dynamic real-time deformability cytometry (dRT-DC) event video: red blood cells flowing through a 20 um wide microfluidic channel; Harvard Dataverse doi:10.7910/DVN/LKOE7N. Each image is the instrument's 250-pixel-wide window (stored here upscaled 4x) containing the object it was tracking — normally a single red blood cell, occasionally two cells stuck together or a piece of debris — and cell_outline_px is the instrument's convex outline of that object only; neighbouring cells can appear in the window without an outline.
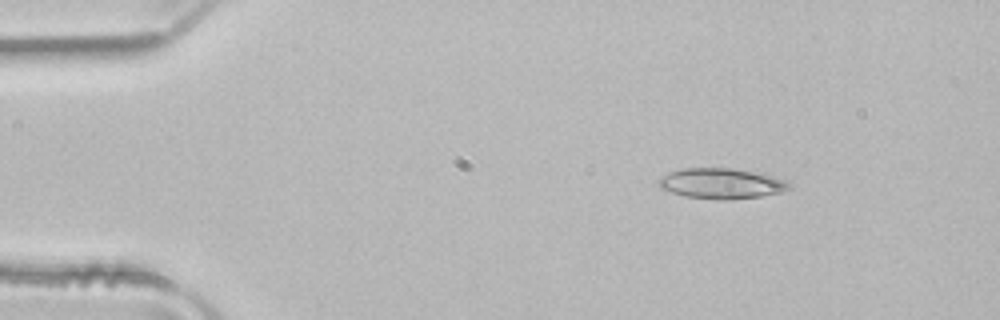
{"species": "common noctule bat (a hibernating species)", "species_latin": "Nyctalus noctula", "temperature_condition": "room temperature", "stored_images_in_passage": 26, "camera_frame_rate_fps": 3000, "um_per_image_px": 0.085, "animal": {"sex": "male", "body_mass_g": 21.5, "forearm_length_mm": 52.0}, "frame": {"image": 1, "passage_image": 5, "time_ms": 1.333, "image_size_px": [1000, 320], "cell_outline_px": [[792, 188], [784, 192], [760, 196], [728, 200], [720, 200], [684, 196], [660, 188], [660, 180], [664, 176], [680, 168], [732, 168], [752, 172], [784, 180], [792, 184]], "centroid_in_image_um": [61.35, 15.61], "position_along_channel_um": 23.6, "area_um2": 22.83}}
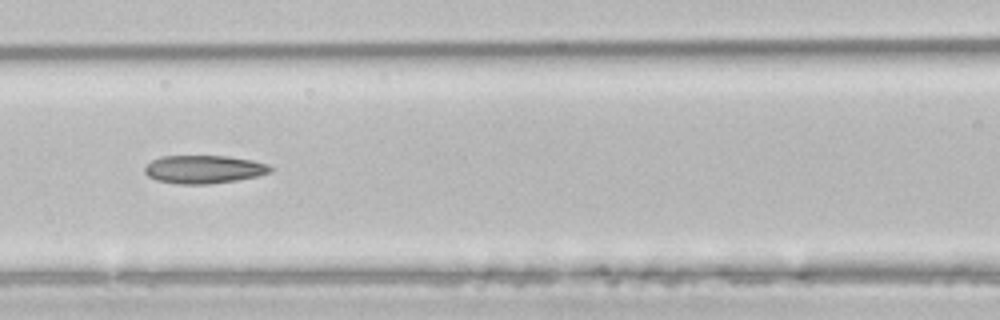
{"frame": {"image": 2, "passage_image": 20, "time_ms": 6.333, "image_size_px": [1000, 320], "cell_outline_px": [[272, 172], [256, 176], [236, 180], [208, 184], [176, 184], [156, 180], [148, 176], [144, 172], [144, 168], [152, 160], [160, 156], [228, 156], [252, 160], [268, 164], [272, 168]], "centroid_in_image_um": [17.31, 14.39], "position_along_channel_um": 149.3, "area_um2": 20.63}}
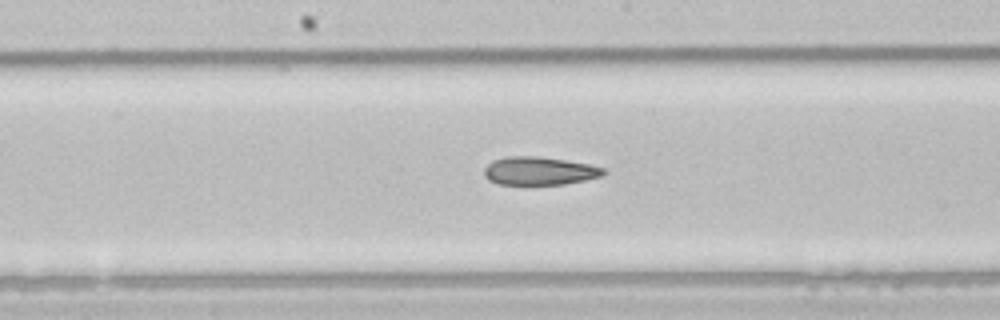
{"frame": {"image": 3, "passage_image": 24, "time_ms": 7.667, "image_size_px": [1000, 320], "cell_outline_px": [[608, 172], [600, 176], [584, 180], [564, 184], [528, 188], [524, 188], [500, 184], [488, 180], [484, 176], [484, 168], [492, 160], [508, 156], [540, 156], [588, 164], [604, 168]], "centroid_in_image_um": [45.78, 14.58], "position_along_channel_um": 202.4, "area_um2": 20.52}}